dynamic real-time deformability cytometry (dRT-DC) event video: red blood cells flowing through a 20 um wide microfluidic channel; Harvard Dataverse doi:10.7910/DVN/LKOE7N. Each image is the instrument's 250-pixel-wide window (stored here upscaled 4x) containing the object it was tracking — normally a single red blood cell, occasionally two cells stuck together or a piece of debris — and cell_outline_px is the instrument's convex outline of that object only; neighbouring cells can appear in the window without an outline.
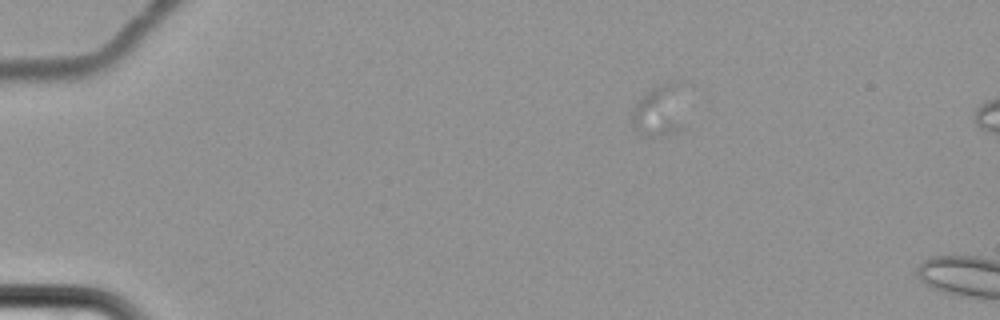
{"species": "common noctule bat (a hibernating species)", "species_latin": "Nyctalus noctula", "temperature_condition": "cold", "stored_images_in_passage": 3, "camera_frame_rate_fps": 3000, "um_per_image_px": 0.085, "animal": {"sex": "female", "body_mass_g": 22.7, "forearm_length_mm": 54.2}, "frame": {"image": 1, "passage_image": 1, "time_ms": 0.0, "image_size_px": [1000, 320], "cell_outline_px": [[680, 128], [676, 132], [664, 136], [648, 136], [640, 132], [632, 124], [632, 112], [636, 104], [652, 88], [660, 84], [676, 80], [680, 80]], "centroid_in_image_um": [56.01, 9.4], "position_along_channel_um": 29.0, "area_um2": 15.26}}